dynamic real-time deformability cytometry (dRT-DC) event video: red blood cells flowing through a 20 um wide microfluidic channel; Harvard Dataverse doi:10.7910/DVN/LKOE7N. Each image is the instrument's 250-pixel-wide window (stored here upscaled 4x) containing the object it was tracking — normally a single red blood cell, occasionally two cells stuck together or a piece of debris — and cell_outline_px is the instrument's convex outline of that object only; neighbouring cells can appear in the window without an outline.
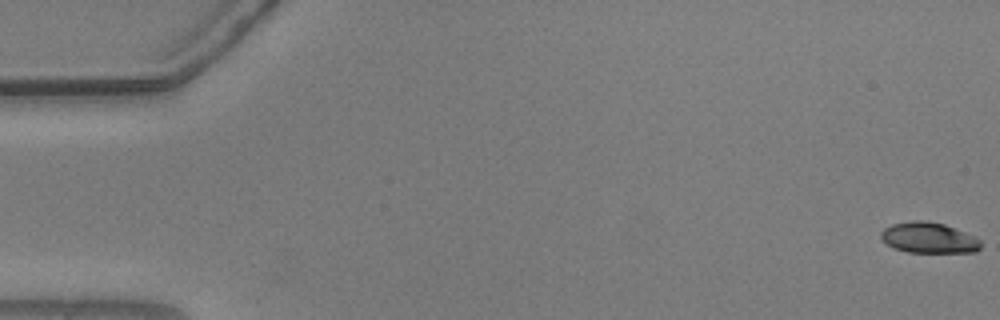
{"species": "common noctule bat (a hibernating species)", "species_latin": "Nyctalus noctula", "temperature_condition": "warm", "stored_images_in_passage": 56, "camera_frame_rate_fps": 3000, "um_per_image_px": 0.085, "animal": {"sex": "male", "body_mass_g": 20.5, "forearm_length_mm": 52.5}, "frame": {"image": 1, "passage_image": 1, "time_ms": 0.0, "image_size_px": [1000, 320], "cell_outline_px": [[980, 248], [976, 252], [908, 252], [896, 248], [880, 240], [880, 232], [884, 228], [892, 224], [912, 220], [924, 220], [944, 224], [976, 236], [980, 240]], "centroid_in_image_um": [78.94, 20.2], "position_along_channel_um": 6.1, "area_um2": 17.92}}
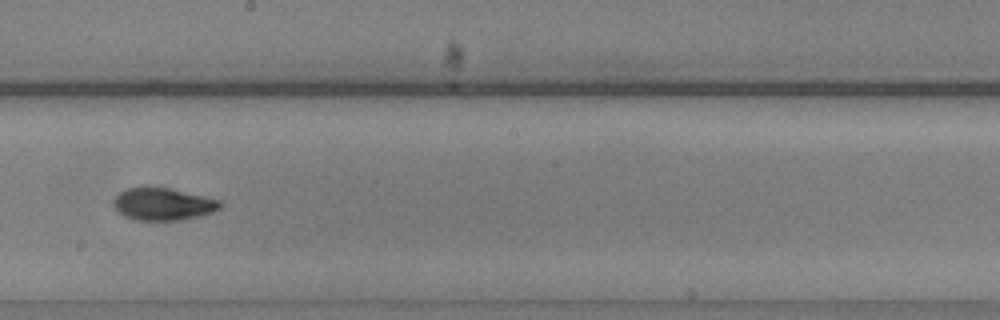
{"frame": {"image": 2, "passage_image": 32, "time_ms": 10.333, "image_size_px": [1000, 320], "cell_outline_px": [[220, 208], [212, 212], [180, 220], [136, 220], [124, 216], [116, 212], [112, 204], [112, 200], [120, 192], [128, 188], [144, 184], [168, 188], [220, 200]], "centroid_in_image_um": [13.75, 17.32], "position_along_channel_um": 234.5, "area_um2": 20.35}}
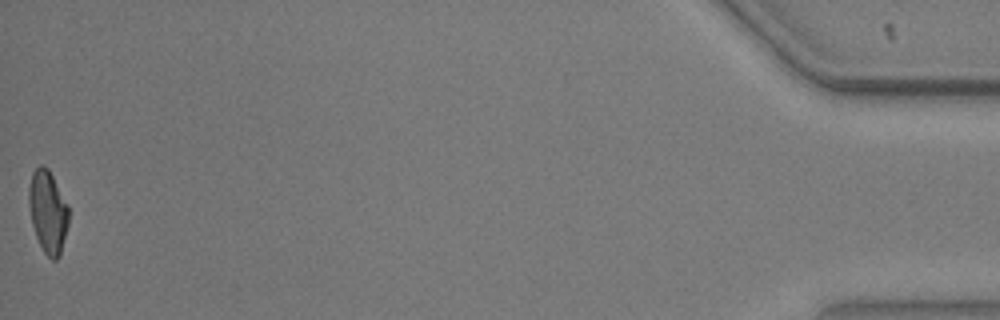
{"frame": {"image": 3, "passage_image": 56, "time_ms": 18.333, "image_size_px": [1000, 320], "cell_outline_px": [[68, 224], [60, 256], [56, 260], [52, 260], [44, 252], [36, 236], [32, 224], [28, 204], [28, 188], [32, 172], [40, 164], [44, 164], [48, 168], [68, 204]], "centroid_in_image_um": [4.06, 17.97], "position_along_channel_um": 431.1, "area_um2": 19.25}, "authors_computed_cell_mechanics": {"area_um2": 19.3052, "velocity_mm_per_s": 3.6901, "shape_relaxation_time_tau1_ms": 2.5499, "shape_relaxation_time_tau2_ms": 2.5614, "deformation_change_tau1": 0.1541, "deformation_change_tau2": 0.0884}}